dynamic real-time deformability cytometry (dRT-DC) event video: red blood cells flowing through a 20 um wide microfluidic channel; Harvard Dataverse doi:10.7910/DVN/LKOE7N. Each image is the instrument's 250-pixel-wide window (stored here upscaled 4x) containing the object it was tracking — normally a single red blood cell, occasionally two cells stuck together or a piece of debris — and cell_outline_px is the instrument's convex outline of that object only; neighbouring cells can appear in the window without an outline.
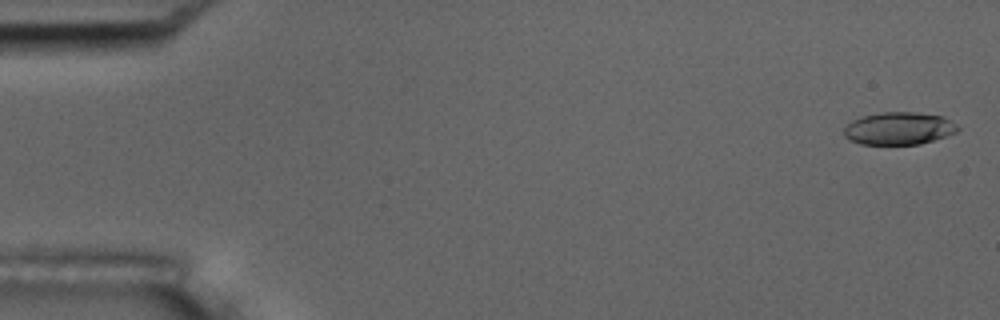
{"species": "common noctule bat (a hibernating species)", "species_latin": "Nyctalus noctula", "temperature_condition": "room temperature", "stored_images_in_passage": 57, "camera_frame_rate_fps": 3000, "um_per_image_px": 0.085, "animal": {"sex": "male", "body_mass_g": 17.5, "forearm_length_mm": 52.3}, "frame": {"image": 1, "passage_image": 2, "time_ms": 0.333, "image_size_px": [1000, 320], "cell_outline_px": [[960, 128], [956, 132], [920, 144], [860, 144], [848, 140], [844, 136], [844, 128], [852, 120], [864, 116], [884, 112], [916, 112], [944, 116], [956, 124]], "centroid_in_image_um": [76.39, 10.91], "position_along_channel_um": 8.6, "area_um2": 21.5}}
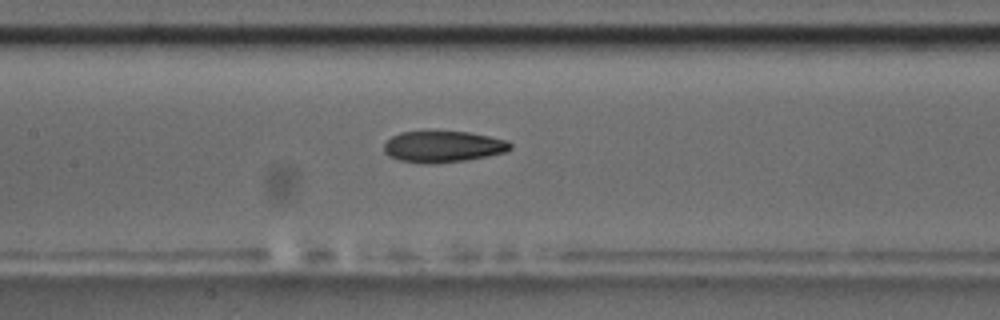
{"frame": {"image": 2, "passage_image": 27, "time_ms": 8.667, "image_size_px": [1000, 320], "cell_outline_px": [[512, 148], [504, 152], [488, 156], [464, 160], [432, 164], [428, 164], [400, 160], [388, 156], [384, 152], [384, 144], [392, 136], [400, 132], [468, 132], [508, 140], [512, 144]], "centroid_in_image_um": [37.66, 12.47], "position_along_channel_um": 169.7, "area_um2": 22.89}}
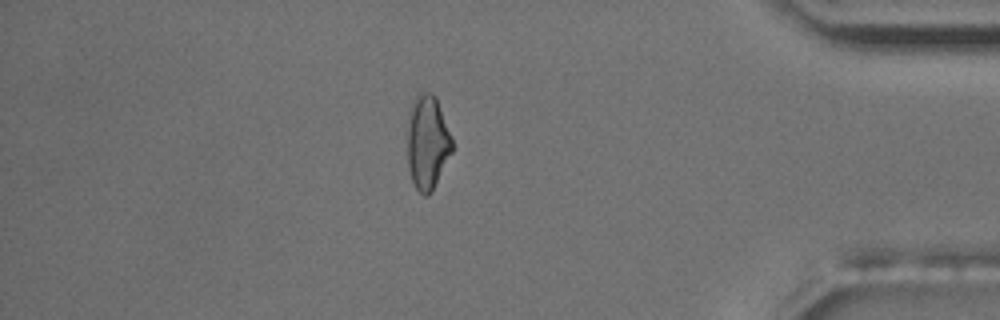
{"frame": {"image": 3, "passage_image": 49, "time_ms": 16.0, "image_size_px": [1000, 320], "cell_outline_px": [[452, 152], [432, 192], [428, 196], [424, 196], [416, 188], [412, 180], [408, 168], [408, 108], [416, 92], [432, 92], [436, 96], [452, 140]], "centroid_in_image_um": [36.31, 12.06], "position_along_channel_um": 398.9, "area_um2": 24.8}, "authors_computed_cell_mechanics": {"area_um2": 23.12, "velocity_mm_per_s": 3.5979, "shape_relaxation_time_tau1_ms": 10.0893, "shape_relaxation_time_tau2_ms": 4.6544, "deformation_change_tau1": 0.2186, "deformation_change_tau2": 0.1259}}